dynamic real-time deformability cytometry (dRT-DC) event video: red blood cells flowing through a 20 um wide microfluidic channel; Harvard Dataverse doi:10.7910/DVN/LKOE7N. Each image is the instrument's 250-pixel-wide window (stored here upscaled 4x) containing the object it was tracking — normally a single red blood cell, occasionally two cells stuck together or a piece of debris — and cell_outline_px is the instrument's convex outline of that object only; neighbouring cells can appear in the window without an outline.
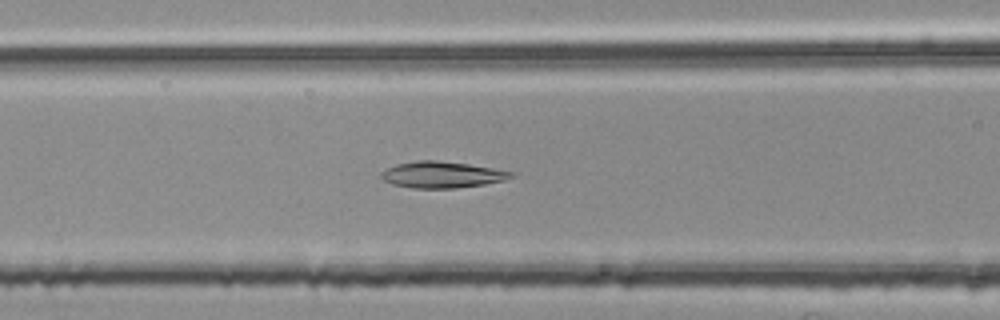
{"species": "common noctule bat (a hibernating species)", "species_latin": "Nyctalus noctula", "temperature_condition": "room temperature", "stored_images_in_passage": 38, "camera_frame_rate_fps": 3000, "um_per_image_px": 0.085, "animal": {"sex": "female", "body_mass_g": 25.1}, "frame": {"image": 1, "passage_image": 11, "time_ms": 3.333, "image_size_px": [1000, 320], "cell_outline_px": [[516, 176], [504, 180], [484, 184], [456, 188], [412, 188], [392, 184], [384, 180], [380, 176], [380, 172], [396, 164], [420, 160], [436, 160], [468, 164], [516, 172]], "centroid_in_image_um": [37.58, 14.85], "position_along_channel_um": 129.0, "area_um2": 19.94}}
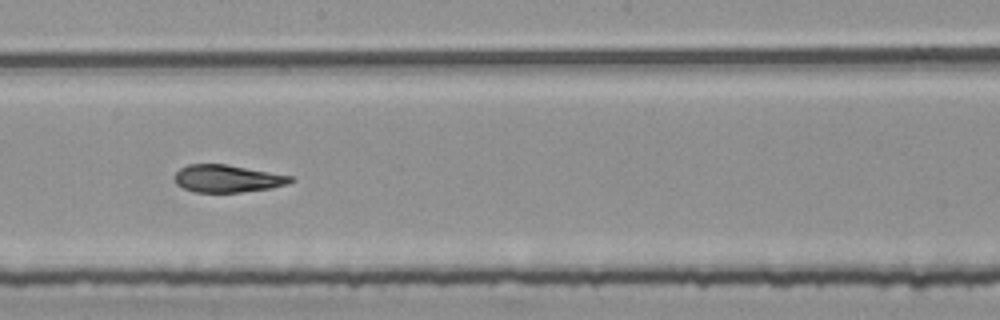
{"frame": {"image": 2, "passage_image": 19, "time_ms": 6.0, "image_size_px": [1000, 320], "cell_outline_px": [[296, 180], [288, 184], [268, 188], [240, 192], [192, 192], [176, 184], [176, 172], [180, 168], [188, 164], [224, 164], [292, 176]], "centroid_in_image_um": [19.32, 15.18], "position_along_channel_um": 228.9, "area_um2": 18.32}}
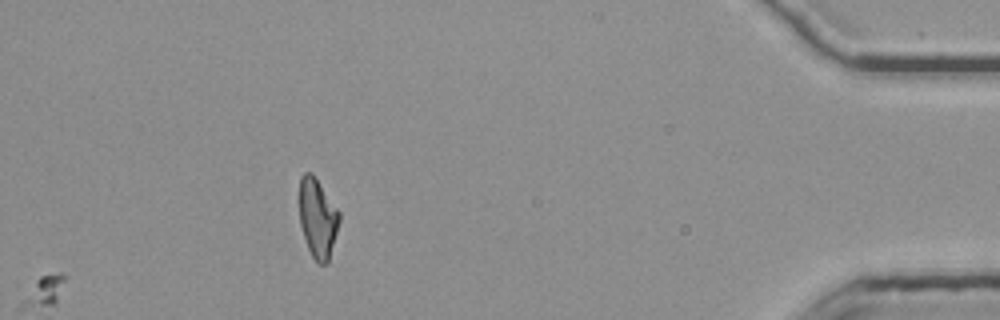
{"frame": {"image": 3, "passage_image": 38, "time_ms": 12.333, "image_size_px": [1000, 320], "cell_outline_px": [[340, 220], [328, 260], [324, 264], [316, 264], [308, 248], [300, 224], [300, 176], [304, 172], [312, 172], [340, 212]], "centroid_in_image_um": [27.0, 18.52], "position_along_channel_um": 408.2, "area_um2": 18.26}, "authors_computed_cell_mechanics": {"area_um2": 19.3341, "velocity_mm_per_s": 3.7572, "shape_relaxation_time_tau1_ms": null, "shape_relaxation_time_tau2_ms": 2.215, "deformation_change_tau1": null, "deformation_change_tau2": 0.1058}}